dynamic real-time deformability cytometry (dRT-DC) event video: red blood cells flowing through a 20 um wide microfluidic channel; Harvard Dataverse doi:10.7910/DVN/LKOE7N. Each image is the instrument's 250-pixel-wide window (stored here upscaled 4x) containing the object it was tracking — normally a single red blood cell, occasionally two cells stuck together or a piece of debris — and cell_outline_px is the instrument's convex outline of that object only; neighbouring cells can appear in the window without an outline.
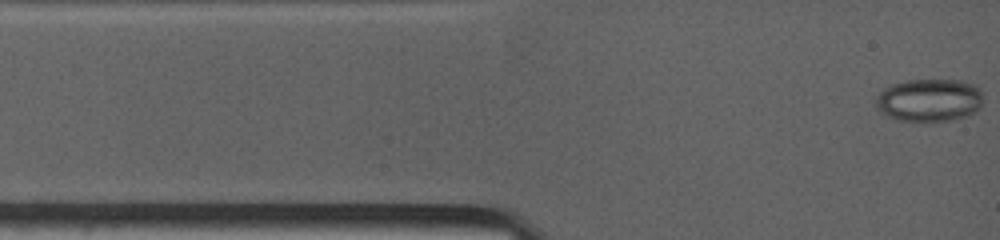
{"species": "common noctule bat (a hibernating species)", "species_latin": "Nyctalus noctula", "temperature_condition": "warm", "stored_images_in_passage": 15, "camera_frame_rate_fps": 4500, "um_per_image_px": 0.085, "animal": {"sex": "female", "body_mass_g": 19.0, "forearm_length_mm": 53.3}, "frame": {"image": 1, "passage_image": 1, "time_ms": 0.0, "image_size_px": [1000, 240], "cell_outline_px": [[980, 108], [976, 112], [968, 116], [952, 120], [896, 120], [880, 112], [876, 108], [876, 100], [880, 92], [888, 84], [904, 80], [960, 80], [976, 84], [980, 92]], "centroid_in_image_um": [78.96, 8.49], "position_along_channel_um": 6.0, "area_um2": 26.82}}